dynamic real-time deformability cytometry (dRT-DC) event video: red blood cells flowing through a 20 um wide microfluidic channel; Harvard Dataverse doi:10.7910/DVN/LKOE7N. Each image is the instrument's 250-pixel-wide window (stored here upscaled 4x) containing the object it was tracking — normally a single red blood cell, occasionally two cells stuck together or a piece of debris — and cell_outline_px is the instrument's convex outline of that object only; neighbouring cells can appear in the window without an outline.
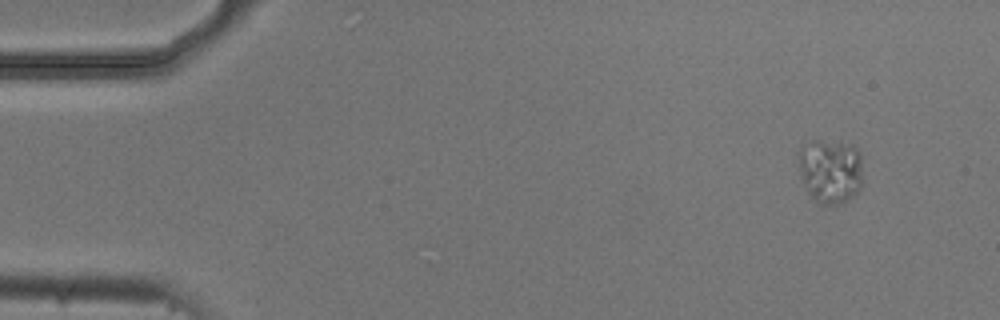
{"species": "common noctule bat (a hibernating species)", "species_latin": "Nyctalus noctula", "temperature_condition": "cold", "stored_images_in_passage": 5, "camera_frame_rate_fps": 3000, "um_per_image_px": 0.085, "animal": {"sex": "male", "body_mass_g": 20.5, "forearm_length_mm": 52.5}, "frame": {"image": 1, "passage_image": 1, "time_ms": 0.0, "image_size_px": [1000, 320], "cell_outline_px": [[864, 184], [852, 196], [840, 204], [820, 204], [808, 192], [800, 176], [796, 152], [804, 144], [812, 140], [840, 140], [852, 144], [860, 152]], "centroid_in_image_um": [70.59, 14.47], "position_along_channel_um": 14.4, "area_um2": 25.03}}
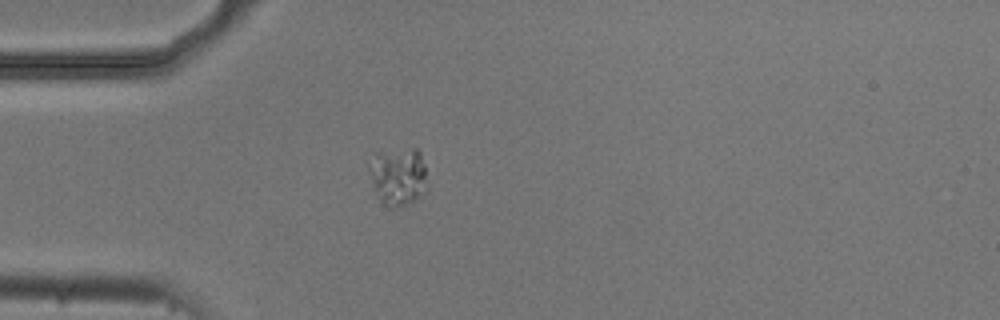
{"frame": {"image": 2, "passage_image": 4, "time_ms": 1.0, "image_size_px": [1000, 320], "cell_outline_px": [[428, 184], [424, 192], [412, 204], [396, 208], [388, 208], [376, 196], [372, 188], [368, 164], [376, 152], [412, 148], [416, 148], [420, 152], [424, 164]], "centroid_in_image_um": [33.84, 15.02], "position_along_channel_um": 51.2, "area_um2": 20.23}}